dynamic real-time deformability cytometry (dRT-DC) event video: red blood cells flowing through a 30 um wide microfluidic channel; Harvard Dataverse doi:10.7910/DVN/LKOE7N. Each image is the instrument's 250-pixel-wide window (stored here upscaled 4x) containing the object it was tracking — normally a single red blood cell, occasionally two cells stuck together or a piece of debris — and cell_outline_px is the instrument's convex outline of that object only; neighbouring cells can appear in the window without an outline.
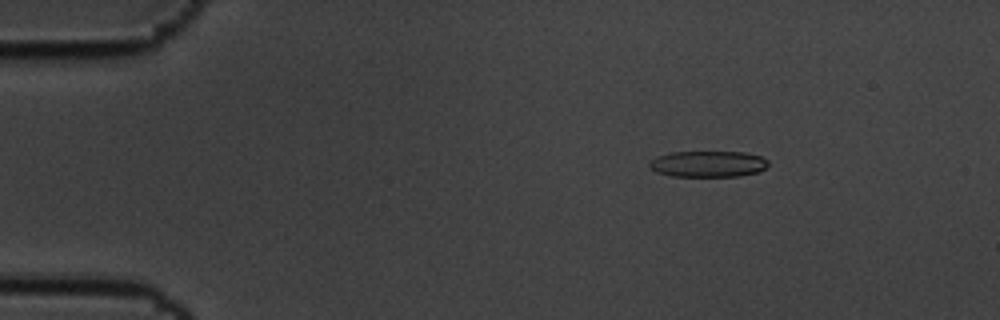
{"species": "common noctule bat (a hibernating species)", "species_latin": "Nyctalus noctula", "temperature_condition": "cold", "stored_images_in_passage": 59, "camera_frame_rate_fps": 3000, "um_per_image_px": 0.085, "animal": {"sex": "male", "body_mass_g": 19.5, "forearm_length_mm": 54.6}, "frame": {"image": 1, "passage_image": 9, "time_ms": 2.667, "image_size_px": [1000, 320], "cell_outline_px": [[768, 164], [760, 172], [740, 176], [672, 176], [656, 172], [648, 168], [648, 164], [656, 156], [672, 152], [744, 152], [760, 156], [768, 160]], "centroid_in_image_um": [60.17, 13.94], "position_along_channel_um": 24.8, "area_um2": 18.21}}
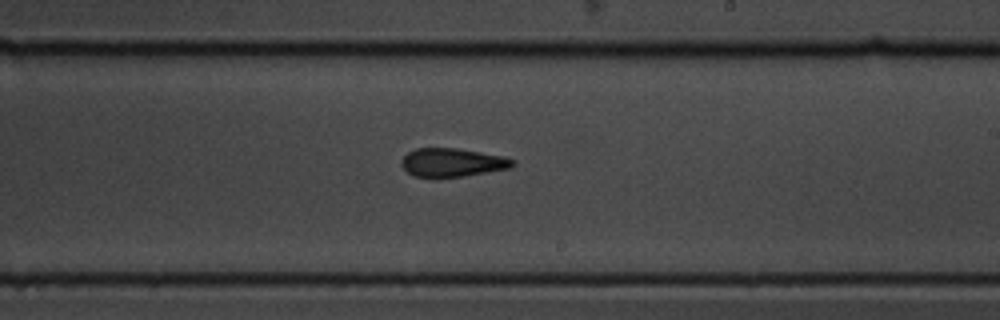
{"frame": {"image": 2, "passage_image": 35, "time_ms": 11.333, "image_size_px": [1000, 320], "cell_outline_px": [[516, 164], [512, 168], [464, 176], [416, 176], [408, 172], [400, 164], [400, 160], [408, 152], [416, 148], [456, 148], [504, 156], [516, 160]], "centroid_in_image_um": [38.49, 13.79], "position_along_channel_um": 250.5, "area_um2": 18.38}}
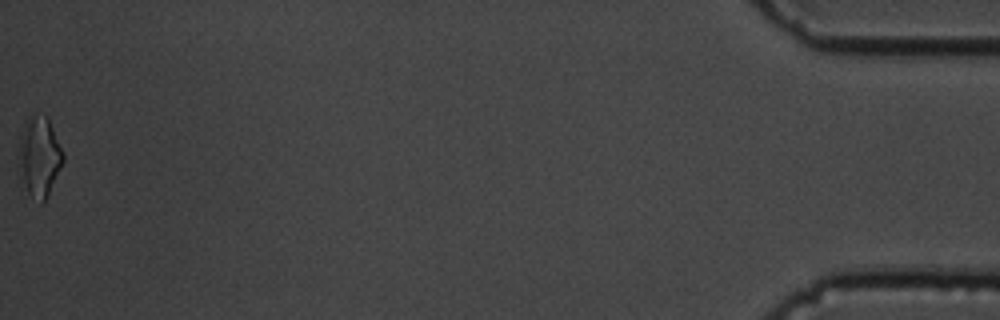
{"frame": {"image": 3, "passage_image": 59, "time_ms": 19.333, "image_size_px": [1000, 320], "cell_outline_px": [[64, 160], [44, 200], [40, 204], [28, 192], [24, 180], [20, 152], [20, 136], [24, 124], [28, 116], [48, 116], [64, 152]], "centroid_in_image_um": [3.4, 13.24], "position_along_channel_um": 431.8, "area_um2": 19.71}, "authors_computed_cell_mechanics": {"area_um2": 18.785, "velocity_mm_per_s": 3.4414, "shape_relaxation_time_tau1_ms": 10.5406, "shape_relaxation_time_tau2_ms": 5.5374, "deformation_change_tau1": 0.1728, "deformation_change_tau2": 0.1368}}